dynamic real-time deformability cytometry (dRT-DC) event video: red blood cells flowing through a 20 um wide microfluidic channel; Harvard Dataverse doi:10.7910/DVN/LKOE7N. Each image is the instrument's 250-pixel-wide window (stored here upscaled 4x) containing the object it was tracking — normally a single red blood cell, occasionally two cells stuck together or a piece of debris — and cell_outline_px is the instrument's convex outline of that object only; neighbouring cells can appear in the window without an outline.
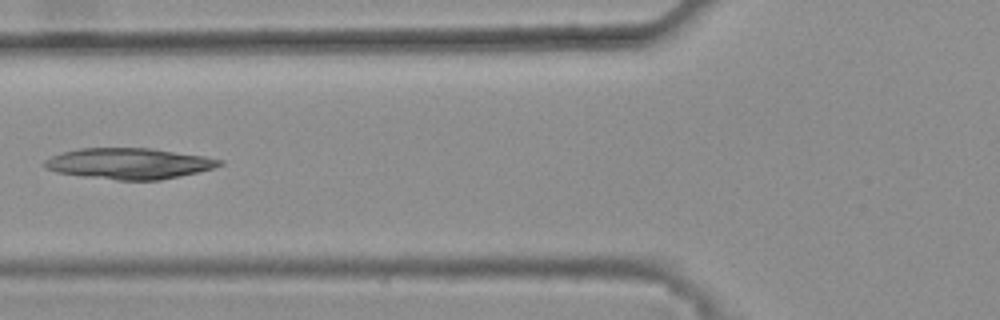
{"species": "common noctule bat (a hibernating species)", "species_latin": "Nyctalus noctula", "temperature_condition": "warm", "stored_images_in_passage": 6, "camera_frame_rate_fps": 3000, "um_per_image_px": 0.085, "animal": {"sex": "female", "body_mass_g": 25.1}, "frame": {"image": 1, "passage_image": 5, "time_ms": 1.333, "image_size_px": [1000, 320], "cell_outline_px": [[224, 164], [212, 168], [180, 176], [160, 180], [116, 180], [84, 176], [56, 172], [44, 168], [44, 160], [52, 156], [64, 152], [80, 148], [148, 148], [204, 156], [224, 160]], "centroid_in_image_um": [10.96, 13.9], "position_along_channel_um": 114.8, "area_um2": 31.33}}
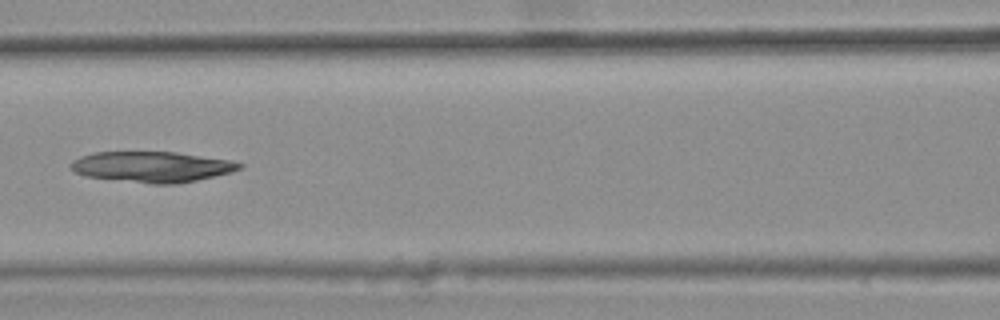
{"frame": {"image": 2, "passage_image": 6, "time_ms": 1.667, "image_size_px": [1000, 320], "cell_outline_px": [[244, 164], [240, 168], [232, 172], [196, 180], [176, 184], [152, 184], [88, 176], [76, 172], [68, 164], [72, 160], [80, 156], [96, 152], [176, 152], [232, 160]], "centroid_in_image_um": [12.94, 14.17], "position_along_channel_um": 153.7, "area_um2": 30.0}}